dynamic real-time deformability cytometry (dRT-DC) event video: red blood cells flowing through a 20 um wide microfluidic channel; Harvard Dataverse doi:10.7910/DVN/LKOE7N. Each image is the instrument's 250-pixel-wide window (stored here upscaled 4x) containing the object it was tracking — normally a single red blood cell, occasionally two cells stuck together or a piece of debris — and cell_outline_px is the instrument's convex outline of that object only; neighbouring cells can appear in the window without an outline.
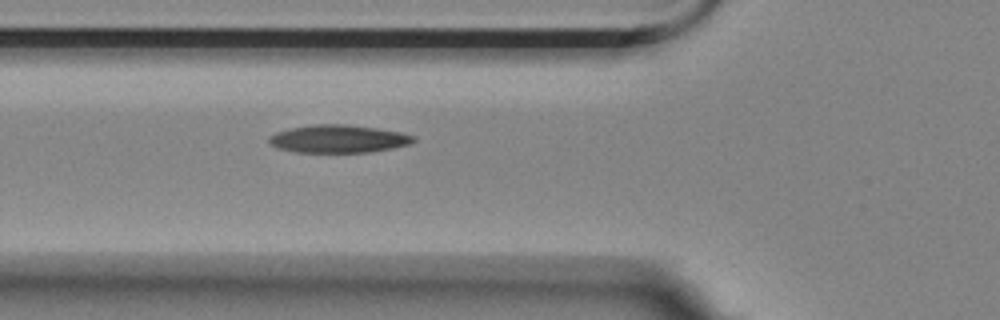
{"species": "Egyptian fruit bat (a non-hibernating species)", "species_latin": "Rousettus aegyptiacus", "temperature_condition": "room temperature", "stored_images_in_passage": 2, "camera_frame_rate_fps": 3000, "um_per_image_px": 0.085, "animal": {"sex": "female"}, "frame": {"image": 1, "passage_image": 2, "time_ms": 0.333, "image_size_px": [1000, 320], "cell_outline_px": [[416, 140], [408, 144], [392, 148], [372, 152], [296, 152], [280, 148], [272, 144], [268, 140], [268, 136], [276, 132], [288, 128], [316, 124], [348, 124], [376, 128], [400, 132], [416, 136]], "centroid_in_image_um": [28.77, 11.79], "position_along_channel_um": 97.0, "area_um2": 23.41}}